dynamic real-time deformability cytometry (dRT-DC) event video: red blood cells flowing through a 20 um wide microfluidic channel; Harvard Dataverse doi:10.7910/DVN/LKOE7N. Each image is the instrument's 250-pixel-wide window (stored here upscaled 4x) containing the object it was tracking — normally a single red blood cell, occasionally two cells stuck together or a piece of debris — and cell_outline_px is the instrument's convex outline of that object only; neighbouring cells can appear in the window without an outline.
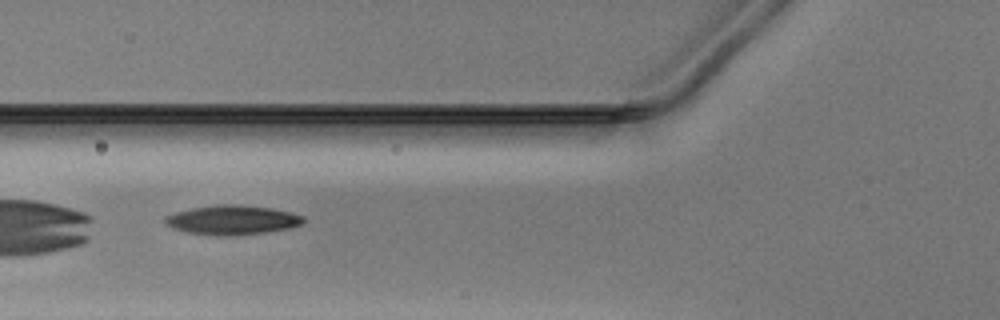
{"species": "Egyptian fruit bat (a non-hibernating species)", "species_latin": "Rousettus aegyptiacus", "temperature_condition": "warm", "stored_images_in_passage": 44, "camera_frame_rate_fps": 3000, "um_per_image_px": 0.085, "animal": {"sex": "male"}, "frame": {"image": 1, "passage_image": 19, "time_ms": 6.0, "image_size_px": [1000, 320], "cell_outline_px": [[304, 224], [288, 228], [264, 232], [228, 236], [216, 236], [188, 232], [172, 228], [164, 224], [164, 216], [176, 212], [192, 208], [216, 204], [240, 204], [272, 208], [292, 212], [304, 216]], "centroid_in_image_um": [19.73, 18.69], "position_along_channel_um": 106.1, "area_um2": 23.87}}